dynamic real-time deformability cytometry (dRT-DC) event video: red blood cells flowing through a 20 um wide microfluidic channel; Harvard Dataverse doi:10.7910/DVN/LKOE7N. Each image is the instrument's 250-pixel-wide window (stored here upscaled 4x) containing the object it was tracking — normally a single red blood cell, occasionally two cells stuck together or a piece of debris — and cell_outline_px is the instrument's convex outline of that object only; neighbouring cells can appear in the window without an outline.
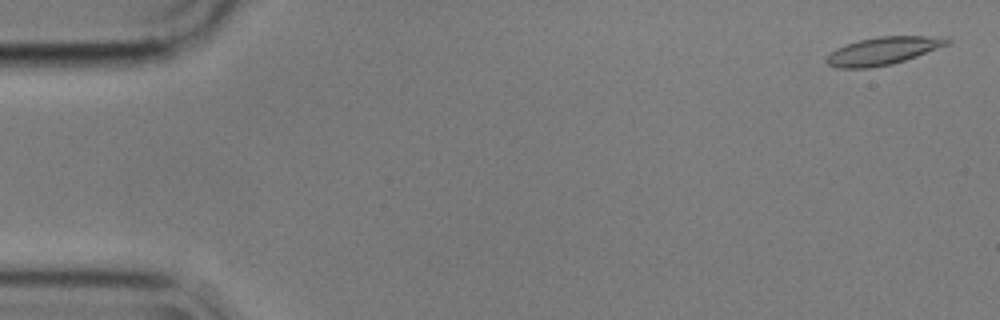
{"species": "common noctule bat (a hibernating species)", "species_latin": "Nyctalus noctula", "temperature_condition": "cold", "stored_images_in_passage": 56, "camera_frame_rate_fps": 3000, "um_per_image_px": 0.085, "animal": {"sex": "male", "body_mass_g": 17.9}, "frame": {"image": 1, "passage_image": 2, "time_ms": 0.333, "image_size_px": [1000, 320], "cell_outline_px": [[952, 40], [948, 44], [916, 56], [892, 64], [868, 68], [836, 68], [828, 64], [824, 60], [836, 48], [844, 44], [860, 40], [880, 36], [924, 36]], "centroid_in_image_um": [74.97, 4.33], "position_along_channel_um": 10.0, "area_um2": 19.13}}
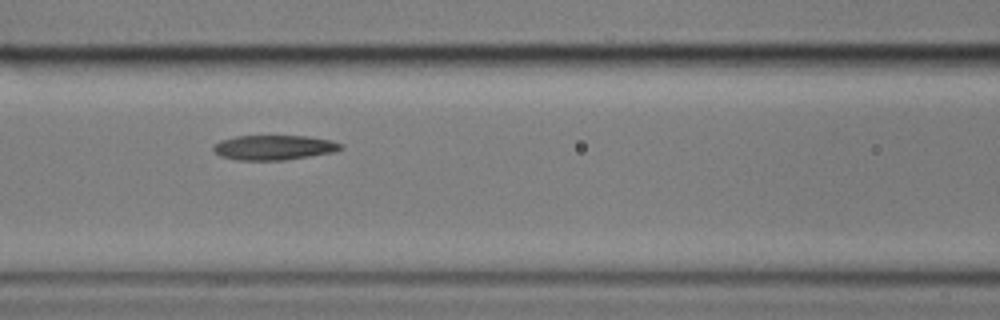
{"frame": {"image": 2, "passage_image": 24, "time_ms": 7.667, "image_size_px": [1000, 320], "cell_outline_px": [[344, 148], [332, 152], [284, 160], [236, 160], [220, 156], [212, 148], [220, 140], [236, 136], [308, 136], [332, 140], [344, 144]], "centroid_in_image_um": [23.3, 12.53], "position_along_channel_um": 143.3, "area_um2": 18.38}}
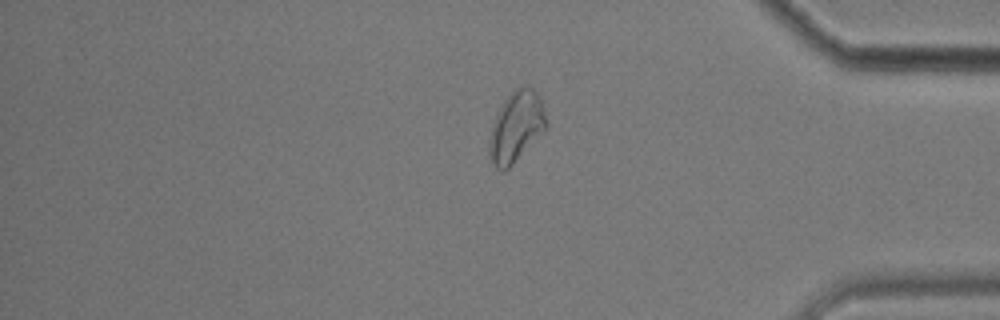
{"frame": {"image": 3, "passage_image": 47, "time_ms": 15.333, "image_size_px": [1000, 320], "cell_outline_px": [[548, 124], [512, 164], [504, 172], [500, 172], [492, 164], [488, 148], [492, 124], [504, 100], [516, 88], [532, 88], [540, 96]], "centroid_in_image_um": [43.85, 10.79], "position_along_channel_um": 391.4, "area_um2": 22.72}}